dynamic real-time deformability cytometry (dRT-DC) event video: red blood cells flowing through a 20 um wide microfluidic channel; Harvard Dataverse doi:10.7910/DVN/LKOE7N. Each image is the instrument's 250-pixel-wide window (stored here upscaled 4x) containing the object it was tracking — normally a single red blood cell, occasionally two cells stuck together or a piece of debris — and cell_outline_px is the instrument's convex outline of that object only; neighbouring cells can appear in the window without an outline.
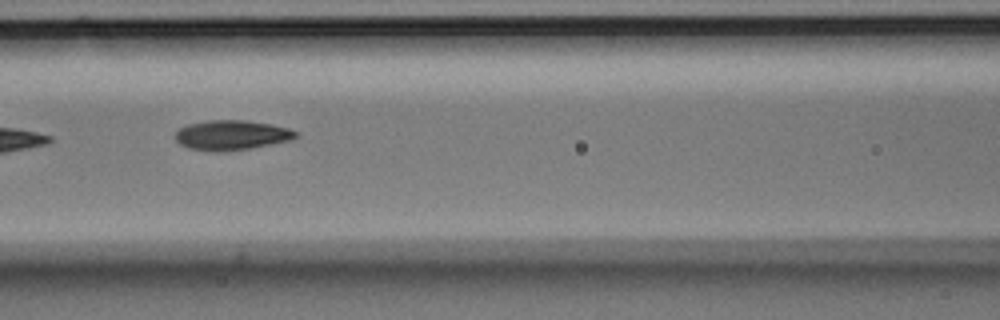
{"species": "Egyptian fruit bat (a non-hibernating species)", "species_latin": "Rousettus aegyptiacus", "temperature_condition": "room temperature", "stored_images_in_passage": 7, "camera_frame_rate_fps": 3000, "um_per_image_px": 0.085, "animal": {"sex": "male"}, "frame": {"image": 1, "passage_image": 7, "time_ms": 2.0, "image_size_px": [1000, 320], "cell_outline_px": [[296, 136], [292, 140], [248, 148], [216, 152], [212, 152], [188, 148], [180, 144], [176, 140], [176, 132], [180, 128], [188, 124], [208, 120], [248, 120], [272, 124], [288, 128], [296, 132]], "centroid_in_image_um": [19.66, 11.48], "position_along_channel_um": 146.9, "area_um2": 20.81}}